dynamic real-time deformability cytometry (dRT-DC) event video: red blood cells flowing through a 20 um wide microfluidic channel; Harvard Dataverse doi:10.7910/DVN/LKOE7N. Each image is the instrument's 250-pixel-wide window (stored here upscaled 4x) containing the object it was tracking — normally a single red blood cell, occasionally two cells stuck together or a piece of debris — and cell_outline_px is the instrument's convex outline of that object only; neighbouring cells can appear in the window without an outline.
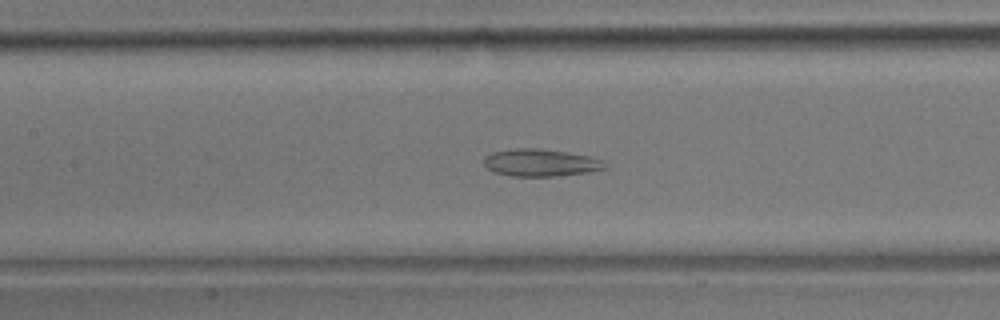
{"species": "common noctule bat (a hibernating species)", "species_latin": "Nyctalus noctula", "temperature_condition": "room temperature", "stored_images_in_passage": 54, "camera_frame_rate_fps": 3000, "um_per_image_px": 0.085, "animal": {"sex": "male", "body_mass_g": 17.9}, "frame": {"image": 1, "passage_image": 25, "time_ms": 8.0, "image_size_px": [1000, 320], "cell_outline_px": [[604, 168], [584, 172], [556, 176], [512, 176], [496, 172], [488, 168], [484, 164], [484, 156], [492, 152], [516, 148], [540, 148], [588, 156], [600, 160]], "centroid_in_image_um": [45.85, 13.82], "position_along_channel_um": 161.6, "area_um2": 18.73}}
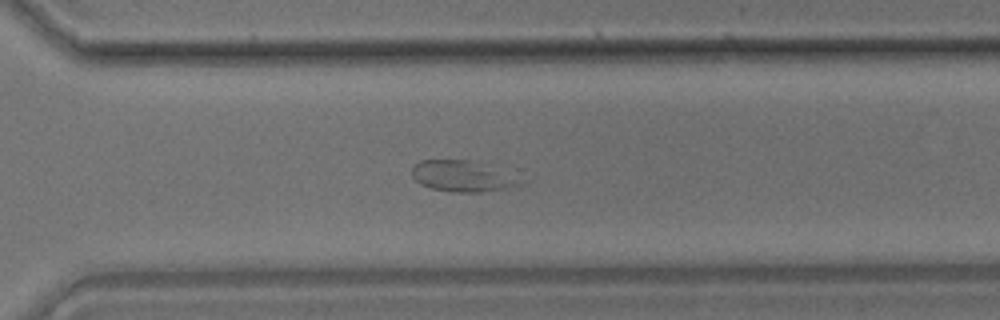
{"frame": {"image": 2, "passage_image": 39, "time_ms": 12.667, "image_size_px": [1000, 320], "cell_outline_px": [[524, 184], [484, 192], [452, 192], [432, 188], [420, 184], [412, 176], [412, 168], [420, 160], [472, 160], [520, 180]], "centroid_in_image_um": [39.2, 14.98], "position_along_channel_um": 331.4, "area_um2": 18.9}}
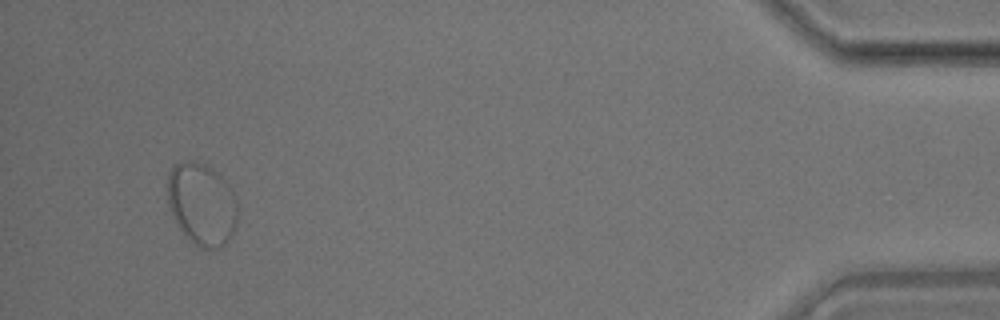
{"frame": {"image": 3, "passage_image": 52, "time_ms": 17.0, "image_size_px": [1000, 320], "cell_outline_px": [[236, 224], [228, 240], [224, 244], [216, 248], [204, 248], [196, 244], [176, 224], [168, 204], [168, 172], [172, 164], [184, 160], [192, 160], [204, 164], [212, 168], [228, 184], [236, 200]], "centroid_in_image_um": [17.12, 17.29], "position_along_channel_um": 418.1, "area_um2": 33.29}, "authors_computed_cell_mechanics": {"area_um2": 27.3105, "velocity_mm_per_s": 3.6488, "shape_relaxation_time_tau1_ms": null, "shape_relaxation_time_tau2_ms": 1.6197, "deformation_change_tau1": null, "deformation_change_tau2": 0.0575}}